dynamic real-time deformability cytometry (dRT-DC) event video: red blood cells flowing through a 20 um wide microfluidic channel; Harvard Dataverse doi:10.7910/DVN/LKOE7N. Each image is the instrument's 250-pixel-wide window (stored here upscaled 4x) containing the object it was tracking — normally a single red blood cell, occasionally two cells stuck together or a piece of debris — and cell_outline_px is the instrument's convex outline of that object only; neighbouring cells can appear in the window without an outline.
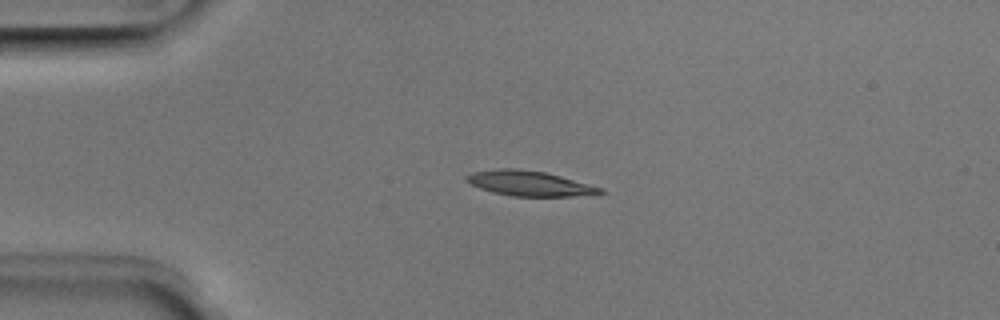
{"species": "Egyptian fruit bat (a non-hibernating species)", "species_latin": "Rousettus aegyptiacus", "temperature_condition": "room temperature", "stored_images_in_passage": 4, "camera_frame_rate_fps": 3000, "um_per_image_px": 0.085, "animal": {"sex": "male"}, "frame": {"image": 1, "passage_image": 3, "time_ms": 0.667, "image_size_px": [1000, 320], "cell_outline_px": [[604, 192], [600, 196], [512, 196], [492, 192], [480, 188], [464, 180], [464, 176], [472, 172], [500, 168], [516, 168], [544, 172], [560, 176], [604, 188]], "centroid_in_image_um": [45.06, 15.6], "position_along_channel_um": 39.9, "area_um2": 19.77}}